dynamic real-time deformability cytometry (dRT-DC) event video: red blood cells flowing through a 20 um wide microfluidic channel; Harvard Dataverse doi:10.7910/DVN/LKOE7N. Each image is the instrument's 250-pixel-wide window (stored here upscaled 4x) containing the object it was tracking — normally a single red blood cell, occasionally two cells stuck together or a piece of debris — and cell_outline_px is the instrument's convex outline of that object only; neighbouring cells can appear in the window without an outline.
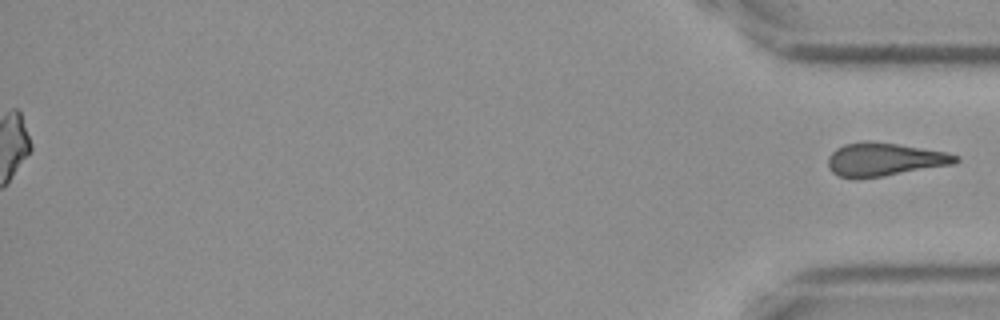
{"species": "Egyptian fruit bat (a non-hibernating species)", "species_latin": "Rousettus aegyptiacus", "temperature_condition": "cold", "stored_images_in_passage": 42, "segment_of_instrument_passage": [2, 2], "camera_frame_rate_fps": 3000, "um_per_image_px": 0.085, "frame": {"image": 1, "passage_image": 42, "time_ms": 13.667, "image_size_px": [1000, 320], "cell_outline_px": [[960, 160], [956, 164], [884, 176], [856, 180], [852, 180], [836, 176], [828, 168], [828, 156], [836, 148], [844, 144], [868, 140], [896, 144], [948, 152], [960, 156]], "centroid_in_image_um": [75.16, 13.57], "position_along_channel_um": 360.0, "area_um2": 25.32}}